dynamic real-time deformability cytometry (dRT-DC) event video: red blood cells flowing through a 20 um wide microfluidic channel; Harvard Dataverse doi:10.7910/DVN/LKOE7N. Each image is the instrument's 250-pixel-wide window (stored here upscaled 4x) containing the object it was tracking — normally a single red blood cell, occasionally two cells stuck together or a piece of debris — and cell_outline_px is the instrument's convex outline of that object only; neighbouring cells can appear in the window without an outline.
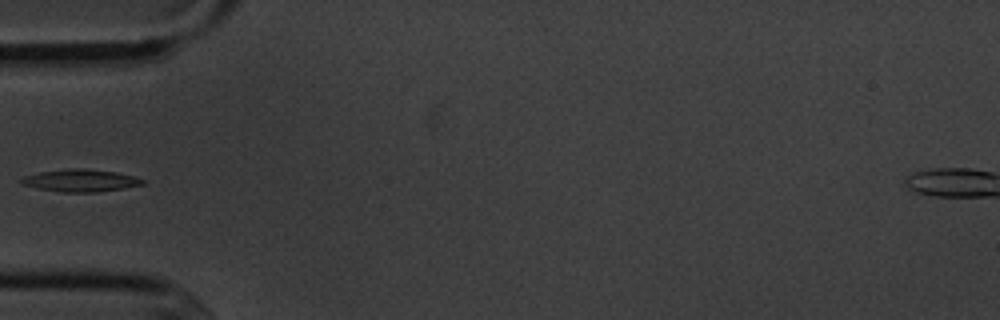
{"species": "common noctule bat (a hibernating species)", "species_latin": "Nyctalus noctula", "temperature_condition": "cold", "stored_images_in_passage": 4, "camera_frame_rate_fps": 3000, "um_per_image_px": 0.085, "animal": {"sex": "male", "body_mass_g": 20.1, "forearm_length_mm": 53.5}, "frame": {"image": 1, "passage_image": 3, "time_ms": 2.333, "image_size_px": [1000, 320], "cell_outline_px": [[144, 184], [96, 192], [60, 192], [36, 188], [20, 184], [20, 180], [24, 176], [40, 172], [68, 168], [84, 168], [116, 172], [132, 176], [144, 180]], "centroid_in_image_um": [6.77, 15.34], "position_along_channel_um": 78.2, "area_um2": 15.66}}
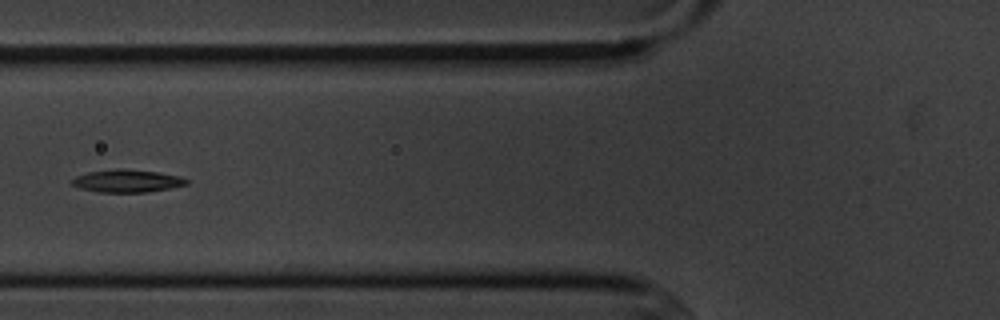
{"frame": {"image": 2, "passage_image": 4, "time_ms": 3.333, "image_size_px": [1000, 320], "cell_outline_px": [[188, 184], [148, 192], [96, 192], [80, 188], [72, 184], [72, 180], [76, 176], [88, 172], [116, 168], [120, 168], [156, 172], [180, 176], [188, 180]], "centroid_in_image_um": [10.78, 15.38], "position_along_channel_um": 115.0, "area_um2": 15.03}}